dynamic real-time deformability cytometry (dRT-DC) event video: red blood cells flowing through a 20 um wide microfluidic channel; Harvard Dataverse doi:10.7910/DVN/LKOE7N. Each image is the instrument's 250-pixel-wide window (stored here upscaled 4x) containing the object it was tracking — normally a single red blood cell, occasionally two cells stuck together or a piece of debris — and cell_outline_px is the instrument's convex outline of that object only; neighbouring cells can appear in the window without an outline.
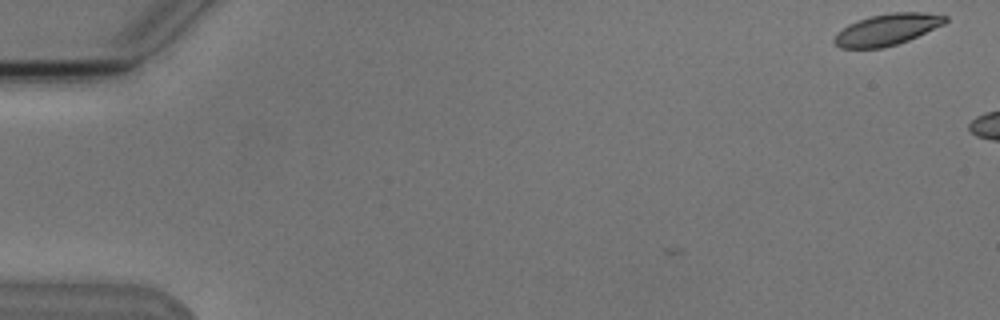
{"species": "Egyptian fruit bat (a non-hibernating species)", "species_latin": "Rousettus aegyptiacus", "temperature_condition": "cold", "stored_images_in_passage": 3, "camera_frame_rate_fps": 3000, "um_per_image_px": 0.085, "animal": {"sex": "male"}, "frame": {"image": 1, "passage_image": 1, "time_ms": 0.0, "image_size_px": [1000, 320], "cell_outline_px": [[948, 20], [944, 24], [908, 40], [884, 48], [840, 48], [832, 40], [836, 32], [848, 24], [872, 16], [892, 12], [924, 12], [948, 16]], "centroid_in_image_um": [75.39, 2.51], "position_along_channel_um": 9.6, "area_um2": 20.23}}